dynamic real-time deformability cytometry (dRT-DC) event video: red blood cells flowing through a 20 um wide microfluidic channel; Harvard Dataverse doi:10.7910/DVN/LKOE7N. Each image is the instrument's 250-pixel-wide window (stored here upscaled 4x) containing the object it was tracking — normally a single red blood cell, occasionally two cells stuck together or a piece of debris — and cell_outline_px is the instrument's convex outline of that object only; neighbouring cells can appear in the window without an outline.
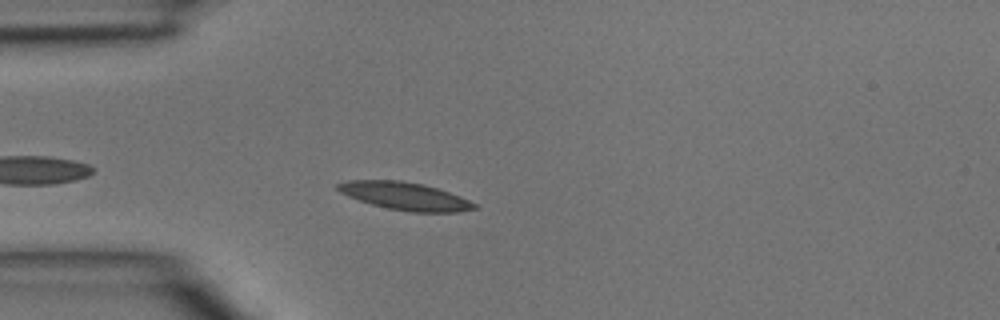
{"species": "common noctule bat (a hibernating species)", "species_latin": "Nyctalus noctula", "temperature_condition": "room temperature", "stored_images_in_passage": 19, "camera_frame_rate_fps": 3000, "um_per_image_px": 0.085, "animal": {"sex": "male", "body_mass_g": 15.6}, "frame": {"image": 1, "passage_image": 4, "time_ms": 1.0, "image_size_px": [1000, 320], "cell_outline_px": [[480, 208], [460, 212], [412, 212], [388, 208], [372, 204], [348, 196], [340, 192], [336, 188], [336, 184], [348, 180], [400, 180], [424, 184], [460, 196], [476, 204]], "centroid_in_image_um": [34.44, 16.67], "position_along_channel_um": 50.6, "area_um2": 22.02}}